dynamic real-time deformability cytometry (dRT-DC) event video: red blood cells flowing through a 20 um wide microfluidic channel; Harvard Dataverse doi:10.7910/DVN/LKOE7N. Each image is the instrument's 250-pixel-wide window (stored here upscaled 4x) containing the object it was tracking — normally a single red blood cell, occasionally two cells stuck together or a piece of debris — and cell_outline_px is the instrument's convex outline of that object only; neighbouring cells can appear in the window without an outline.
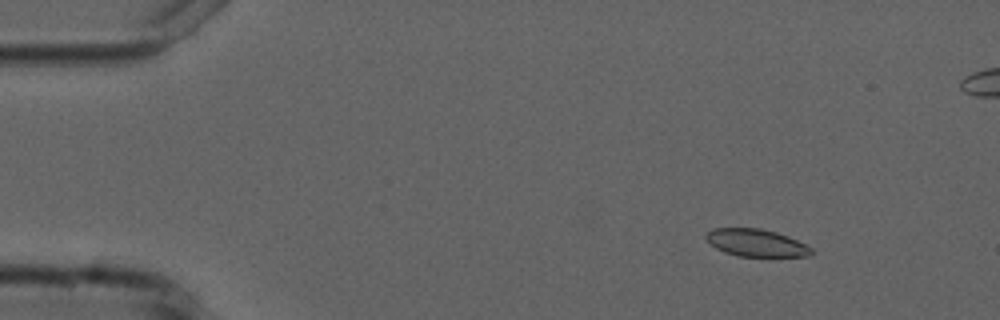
{"species": "common noctule bat (a hibernating species)", "species_latin": "Nyctalus noctula", "temperature_condition": "cold", "stored_images_in_passage": 5, "camera_frame_rate_fps": 3000, "um_per_image_px": 0.085, "animal": {"sex": "male", "forearm_length_mm": 52.5}, "frame": {"image": 1, "passage_image": 2, "time_ms": 1.333, "image_size_px": [1000, 320], "cell_outline_px": [[812, 256], [736, 256], [724, 252], [716, 248], [704, 236], [712, 228], [760, 228], [776, 232], [788, 236], [812, 248]], "centroid_in_image_um": [64.27, 20.64], "position_along_channel_um": 20.7, "area_um2": 16.7}}